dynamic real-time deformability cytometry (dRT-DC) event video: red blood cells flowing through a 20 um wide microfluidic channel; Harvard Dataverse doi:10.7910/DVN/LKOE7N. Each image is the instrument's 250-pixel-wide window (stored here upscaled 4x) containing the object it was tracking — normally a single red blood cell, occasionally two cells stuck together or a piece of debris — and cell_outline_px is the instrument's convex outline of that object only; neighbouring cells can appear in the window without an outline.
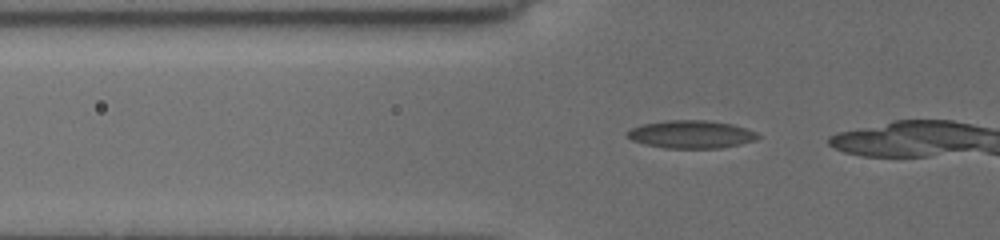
{"species": "common noctule bat (a hibernating species)", "species_latin": "Nyctalus noctula", "temperature_condition": "cold", "stored_images_in_passage": 6, "camera_frame_rate_fps": 3000, "um_per_image_px": 0.085, "animal": {"sex": "female", "body_mass_g": 19.5, "forearm_length_mm": 54.1}, "frame": {"image": 1, "passage_image": 2, "time_ms": 0.333, "image_size_px": [1000, 240], "cell_outline_px": [[760, 136], [756, 140], [740, 144], [720, 148], [664, 148], [644, 144], [632, 140], [628, 136], [628, 132], [632, 128], [640, 124], [668, 120], [708, 120], [732, 124], [756, 132]], "centroid_in_image_um": [58.75, 11.42], "position_along_channel_um": 67.0, "area_um2": 21.15}}